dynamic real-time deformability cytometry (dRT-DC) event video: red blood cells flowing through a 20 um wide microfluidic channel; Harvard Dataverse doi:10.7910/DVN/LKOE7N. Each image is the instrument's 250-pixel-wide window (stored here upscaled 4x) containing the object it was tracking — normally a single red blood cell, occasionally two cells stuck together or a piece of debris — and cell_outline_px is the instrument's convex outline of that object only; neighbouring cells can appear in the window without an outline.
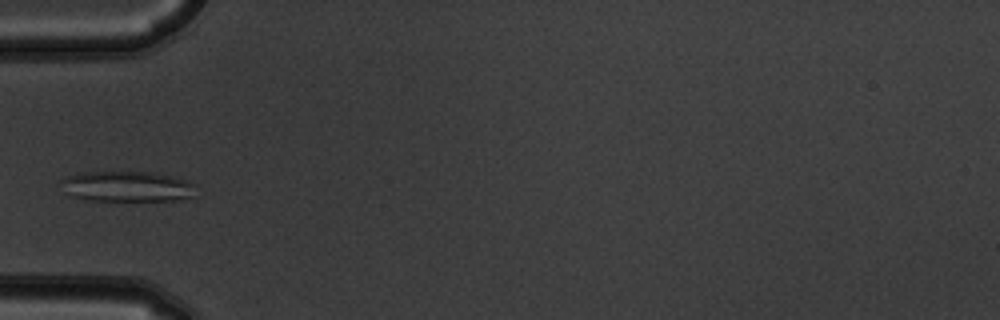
{"species": "common noctule bat (a hibernating species)", "species_latin": "Nyctalus noctula", "temperature_condition": "warm", "stored_images_in_passage": 6, "camera_frame_rate_fps": 3000, "um_per_image_px": 0.085, "animal": {"sex": "male", "body_mass_g": 19.5, "forearm_length_mm": 54.6}, "frame": {"image": 1, "passage_image": 5, "time_ms": 1.333, "image_size_px": [1000, 320], "cell_outline_px": [[196, 184], [192, 196], [172, 200], [84, 200], [72, 196], [60, 180], [64, 176], [80, 172], [148, 172], [168, 176], [184, 180]], "centroid_in_image_um": [10.76, 15.84], "position_along_channel_um": 74.2, "area_um2": 23.47}}
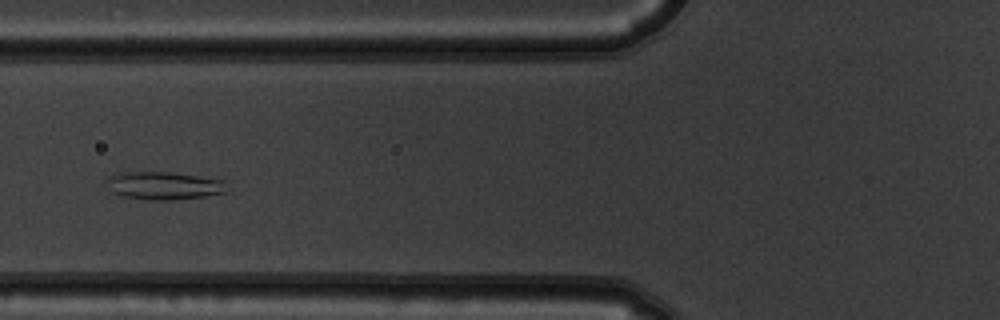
{"frame": {"image": 2, "passage_image": 6, "time_ms": 1.667, "image_size_px": [1000, 320], "cell_outline_px": [[228, 192], [204, 196], [168, 200], [148, 200], [124, 196], [112, 192], [108, 180], [108, 176], [116, 172], [172, 172], [224, 180]], "centroid_in_image_um": [13.95, 15.77], "position_along_channel_um": 111.9, "area_um2": 19.42}}